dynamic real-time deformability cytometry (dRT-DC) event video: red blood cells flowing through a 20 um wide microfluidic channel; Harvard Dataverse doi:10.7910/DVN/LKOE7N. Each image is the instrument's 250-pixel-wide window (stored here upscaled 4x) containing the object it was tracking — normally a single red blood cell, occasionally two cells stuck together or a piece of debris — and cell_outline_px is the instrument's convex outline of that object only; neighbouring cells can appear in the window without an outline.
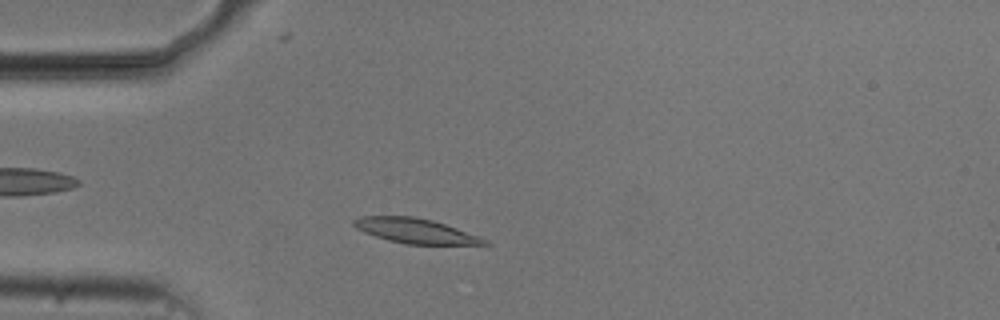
{"species": "common noctule bat (a hibernating species)", "species_latin": "Nyctalus noctula", "temperature_condition": "cold", "stored_images_in_passage": 21, "camera_frame_rate_fps": 3000, "um_per_image_px": 0.085, "animal": {"sex": "male", "body_mass_g": 20.5, "forearm_length_mm": 52.5}, "frame": {"image": 1, "passage_image": 8, "time_ms": 2.333, "image_size_px": [1000, 320], "cell_outline_px": [[492, 244], [408, 244], [388, 240], [364, 232], [356, 228], [352, 224], [352, 220], [360, 216], [412, 216], [432, 220], [456, 228], [488, 240]], "centroid_in_image_um": [35.26, 19.61], "position_along_channel_um": 49.7, "area_um2": 18.61}}
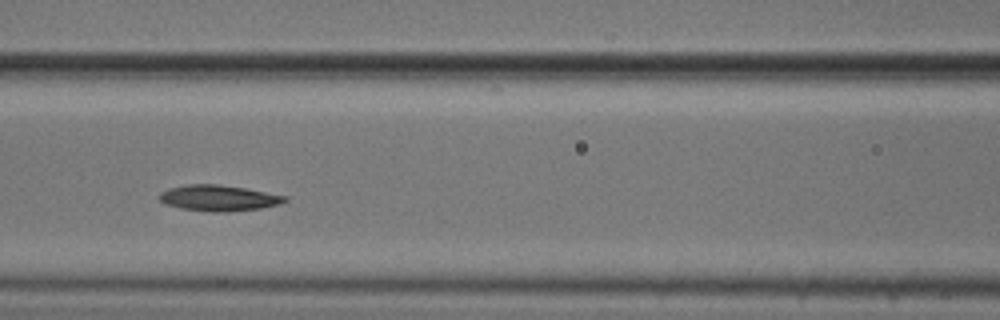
{"frame": {"image": 2, "passage_image": 17, "time_ms": 5.333, "image_size_px": [1000, 320], "cell_outline_px": [[288, 200], [280, 204], [260, 208], [224, 212], [212, 212], [180, 208], [164, 204], [160, 200], [160, 192], [168, 188], [188, 184], [216, 184], [244, 188], [288, 196]], "centroid_in_image_um": [18.58, 16.83], "position_along_channel_um": 148.0, "area_um2": 18.9}}
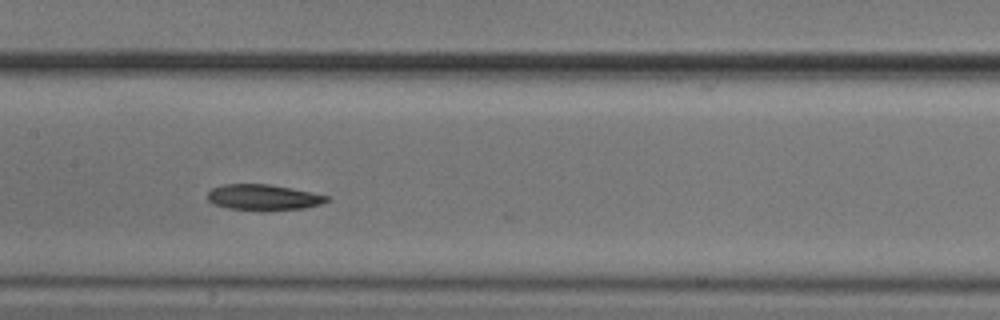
{"frame": {"image": 3, "passage_image": 20, "time_ms": 6.333, "image_size_px": [1000, 320], "cell_outline_px": [[328, 200], [320, 204], [304, 208], [264, 212], [228, 208], [212, 204], [208, 200], [208, 192], [212, 188], [224, 184], [268, 184], [312, 192], [328, 196]], "centroid_in_image_um": [22.36, 16.79], "position_along_channel_um": 185.0, "area_um2": 18.15}}